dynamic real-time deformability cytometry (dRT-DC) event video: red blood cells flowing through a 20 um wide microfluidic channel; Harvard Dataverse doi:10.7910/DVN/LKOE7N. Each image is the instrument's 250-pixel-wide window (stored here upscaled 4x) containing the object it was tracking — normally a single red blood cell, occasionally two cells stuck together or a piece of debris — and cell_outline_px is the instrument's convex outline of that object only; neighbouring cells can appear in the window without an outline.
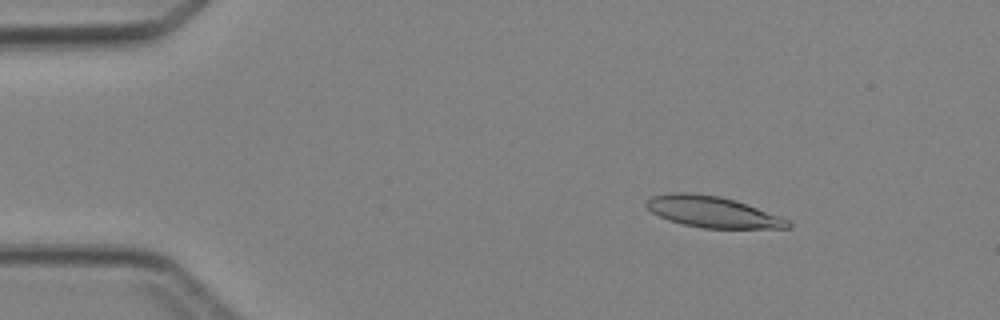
{"species": "Egyptian fruit bat (a non-hibernating species)", "species_latin": "Rousettus aegyptiacus", "temperature_condition": "cold", "stored_images_in_passage": 47, "camera_frame_rate_fps": 3000, "um_per_image_px": 0.085, "animal": {"sex": "female"}, "frame": {"image": 1, "passage_image": 7, "time_ms": 2.0, "image_size_px": [1000, 320], "cell_outline_px": [[792, 224], [788, 228], [704, 228], [684, 224], [668, 220], [652, 212], [644, 204], [652, 196], [672, 192], [688, 192], [720, 196], [736, 200], [780, 216], [788, 220]], "centroid_in_image_um": [60.56, 18.0], "position_along_channel_um": 24.4, "area_um2": 25.55}}
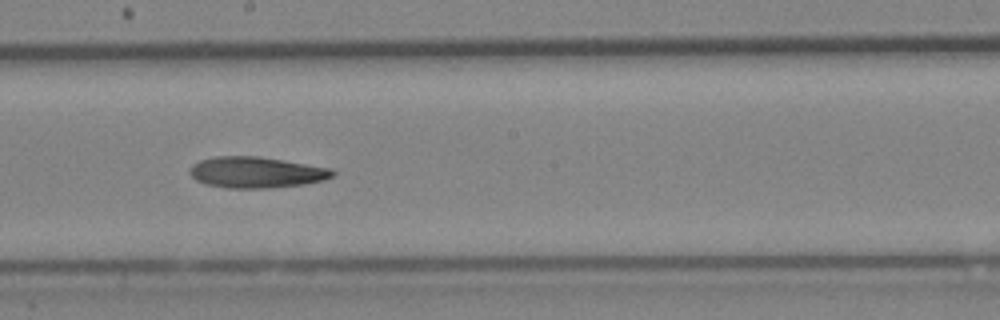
{"frame": {"image": 2, "passage_image": 26, "time_ms": 8.333, "image_size_px": [1000, 320], "cell_outline_px": [[336, 172], [332, 176], [324, 180], [300, 184], [268, 188], [228, 188], [204, 184], [196, 180], [188, 172], [192, 164], [200, 160], [216, 156], [260, 156], [328, 168]], "centroid_in_image_um": [21.71, 14.64], "position_along_channel_um": 226.5, "area_um2": 25.66}}
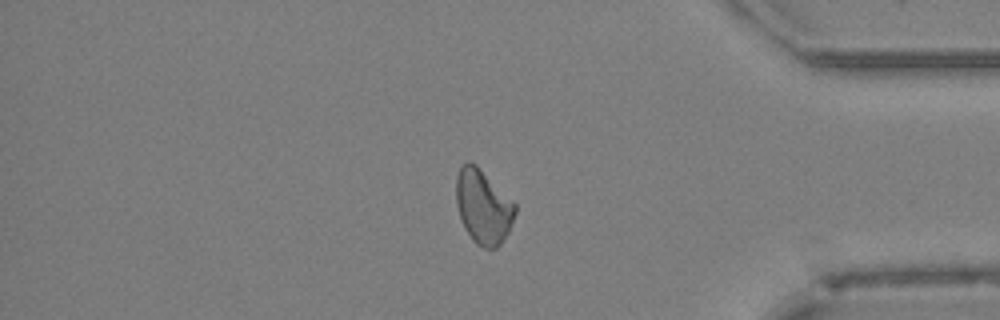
{"frame": {"image": 3, "passage_image": 39, "time_ms": 12.667, "image_size_px": [1000, 320], "cell_outline_px": [[516, 212], [508, 232], [500, 244], [496, 248], [484, 248], [476, 244], [472, 240], [464, 228], [456, 204], [456, 176], [460, 168], [468, 160], [476, 164], [516, 204]], "centroid_in_image_um": [41.06, 17.57], "position_along_channel_um": 394.1, "area_um2": 25.43}}